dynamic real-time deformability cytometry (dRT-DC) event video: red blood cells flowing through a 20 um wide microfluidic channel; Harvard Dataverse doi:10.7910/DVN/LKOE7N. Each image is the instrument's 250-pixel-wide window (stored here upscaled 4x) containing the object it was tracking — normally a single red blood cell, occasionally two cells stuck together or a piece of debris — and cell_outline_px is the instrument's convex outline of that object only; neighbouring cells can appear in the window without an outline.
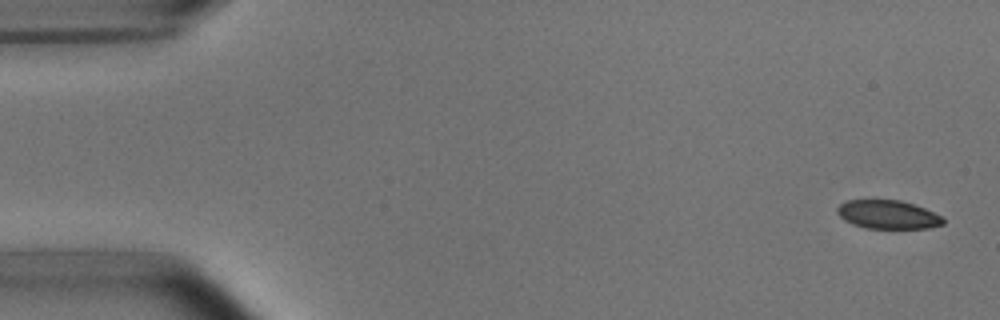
{"species": "common noctule bat (a hibernating species)", "species_latin": "Nyctalus noctula", "temperature_condition": "room temperature", "stored_images_in_passage": 4, "camera_frame_rate_fps": 3000, "um_per_image_px": 0.085, "animal": {"sex": "male", "body_mass_g": 15.6}, "frame": {"image": 1, "passage_image": 1, "time_ms": 0.0, "image_size_px": [1000, 320], "cell_outline_px": [[944, 224], [928, 228], [864, 228], [852, 224], [844, 220], [836, 212], [836, 208], [840, 204], [848, 200], [900, 200], [924, 208], [940, 216], [944, 220]], "centroid_in_image_um": [75.43, 18.24], "position_along_channel_um": 9.6, "area_um2": 17.51}}